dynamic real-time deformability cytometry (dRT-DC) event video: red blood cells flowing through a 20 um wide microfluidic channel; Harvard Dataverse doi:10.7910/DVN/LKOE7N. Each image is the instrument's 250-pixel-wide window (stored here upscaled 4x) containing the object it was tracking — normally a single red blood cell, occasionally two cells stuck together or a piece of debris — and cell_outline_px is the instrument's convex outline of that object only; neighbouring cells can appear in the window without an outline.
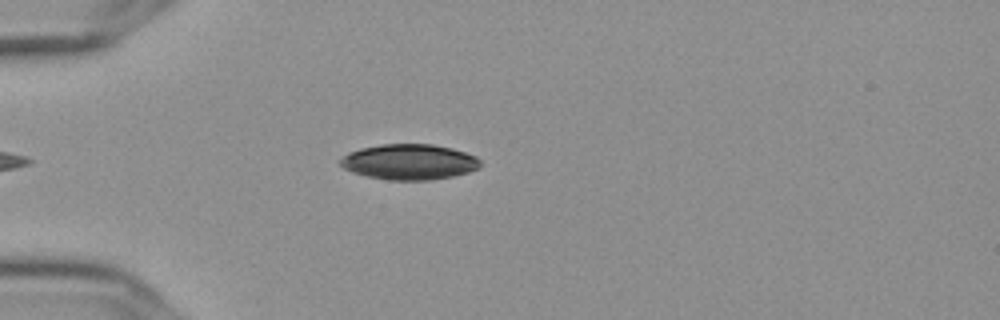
{"species": "Egyptian fruit bat (a non-hibernating species)", "species_latin": "Rousettus aegyptiacus", "temperature_condition": "cold", "stored_images_in_passage": 18, "camera_frame_rate_fps": 3000, "um_per_image_px": 0.085, "frame": {"image": 1, "passage_image": 2, "time_ms": 0.333, "image_size_px": [1000, 320], "cell_outline_px": [[480, 168], [468, 172], [452, 176], [428, 180], [388, 180], [368, 176], [352, 172], [344, 168], [336, 160], [348, 152], [360, 148], [380, 144], [432, 144], [452, 148], [476, 156], [480, 160]], "centroid_in_image_um": [34.75, 13.75], "position_along_channel_um": 50.2, "area_um2": 29.13}}
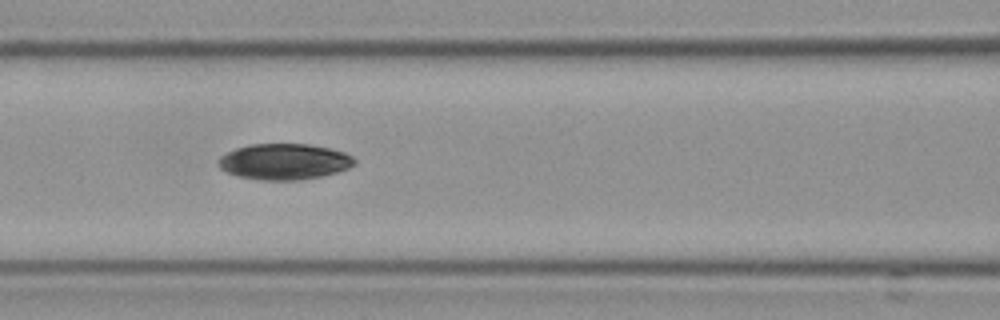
{"frame": {"image": 2, "passage_image": 11, "time_ms": 3.333, "image_size_px": [1000, 320], "cell_outline_px": [[356, 164], [348, 168], [336, 172], [320, 176], [296, 180], [264, 180], [236, 176], [220, 168], [216, 164], [220, 156], [236, 148], [252, 144], [308, 144], [328, 148], [344, 152], [352, 156], [356, 160]], "centroid_in_image_um": [24.15, 13.73], "position_along_channel_um": 142.5, "area_um2": 28.38}}
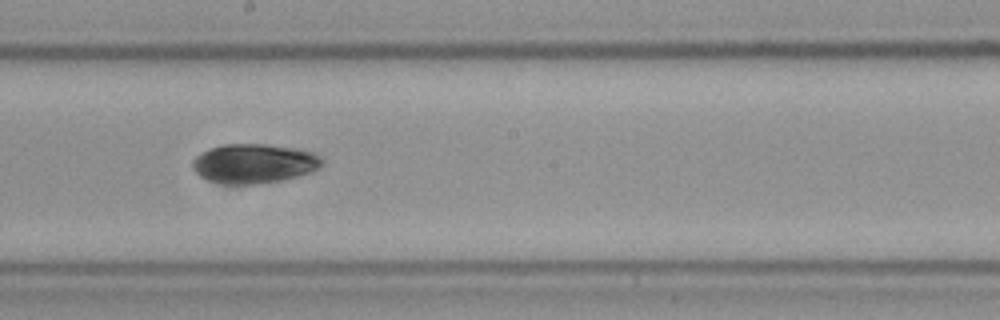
{"frame": {"image": 3, "passage_image": 18, "time_ms": 5.667, "image_size_px": [1000, 320], "cell_outline_px": [[324, 160], [316, 168], [308, 172], [280, 180], [256, 184], [224, 184], [208, 180], [200, 176], [192, 168], [192, 160], [200, 152], [208, 148], [224, 144], [264, 144], [296, 148], [312, 152], [320, 156]], "centroid_in_image_um": [21.52, 13.88], "position_along_channel_um": 226.7, "area_um2": 29.54}}